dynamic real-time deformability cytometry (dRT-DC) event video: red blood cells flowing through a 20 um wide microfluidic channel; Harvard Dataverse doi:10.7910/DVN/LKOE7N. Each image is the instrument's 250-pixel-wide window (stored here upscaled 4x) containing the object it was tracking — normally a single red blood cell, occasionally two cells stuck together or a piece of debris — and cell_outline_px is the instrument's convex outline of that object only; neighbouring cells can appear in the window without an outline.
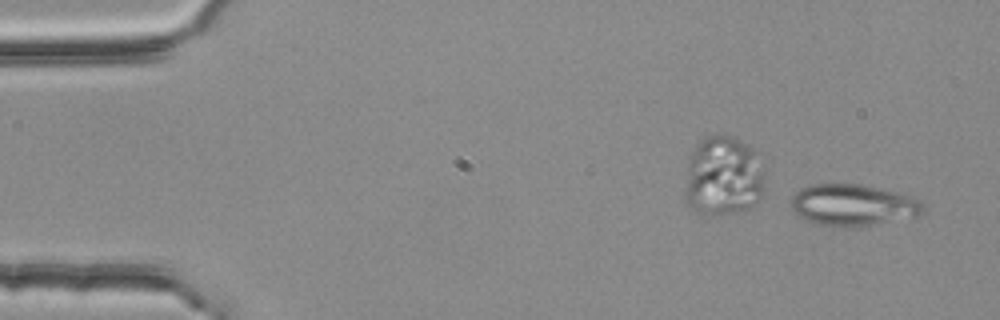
{"species": "common noctule bat (a hibernating species)", "species_latin": "Nyctalus noctula", "temperature_condition": "room temperature", "stored_images_in_passage": 49, "camera_frame_rate_fps": 3000, "um_per_image_px": 0.085, "animal": {"sex": "female", "body_mass_g": 25.1}, "frame": {"image": 1, "passage_image": 1, "time_ms": 0.0, "image_size_px": [1000, 320], "cell_outline_px": [[924, 212], [916, 216], [872, 224], [820, 224], [804, 220], [792, 212], [792, 196], [800, 188], [812, 184], [856, 184], [896, 192], [920, 200], [924, 204]], "centroid_in_image_um": [72.47, 17.39], "position_along_channel_um": 12.5, "area_um2": 30.98}}
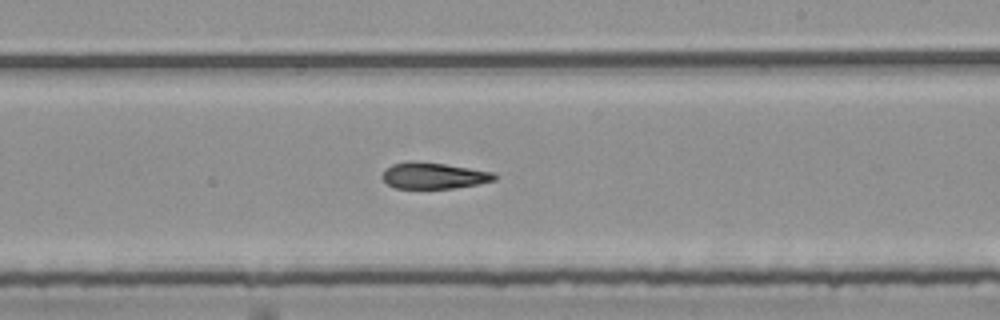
{"frame": {"image": 2, "passage_image": 30, "time_ms": 9.667, "image_size_px": [1000, 320], "cell_outline_px": [[496, 180], [476, 184], [452, 188], [396, 188], [388, 184], [380, 176], [392, 164], [408, 160], [416, 160], [444, 164], [496, 172]], "centroid_in_image_um": [36.86, 14.91], "position_along_channel_um": 252.1, "area_um2": 17.17}}
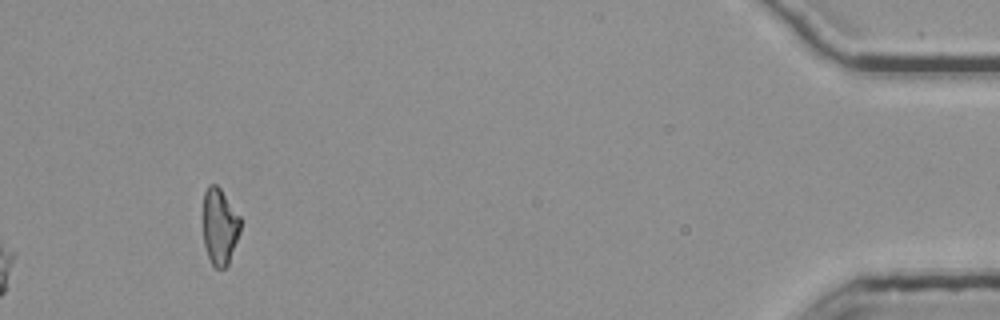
{"frame": {"image": 3, "passage_image": 49, "time_ms": 16.0, "image_size_px": [1000, 320], "cell_outline_px": [[240, 232], [228, 264], [224, 268], [216, 268], [212, 264], [208, 256], [204, 244], [204, 192], [208, 184], [216, 184], [220, 188], [240, 216]], "centroid_in_image_um": [18.68, 19.24], "position_along_channel_um": 416.5, "area_um2": 16.47}, "authors_computed_cell_mechanics": {"area_um2": 18.6694, "velocity_mm_per_s": 3.7841, "shape_relaxation_time_tau1_ms": null, "shape_relaxation_time_tau2_ms": 5.5422, "deformation_change_tau1": null, "deformation_change_tau2": 0.1464}}